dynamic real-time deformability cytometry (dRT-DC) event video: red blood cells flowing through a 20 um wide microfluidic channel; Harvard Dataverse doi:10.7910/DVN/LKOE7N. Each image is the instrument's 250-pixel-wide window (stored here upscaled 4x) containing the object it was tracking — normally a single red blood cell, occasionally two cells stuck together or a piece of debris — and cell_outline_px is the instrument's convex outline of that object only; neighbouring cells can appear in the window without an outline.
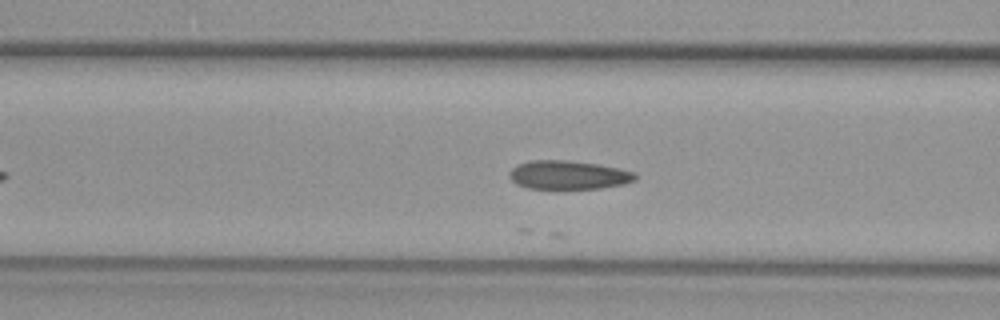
{"species": "common noctule bat (a hibernating species)", "species_latin": "Nyctalus noctula", "temperature_condition": "warm", "stored_images_in_passage": 23, "camera_frame_rate_fps": 3000, "um_per_image_px": 0.085, "animal": {"sex": "female", "body_mass_g": 29.2, "forearm_length_mm": 56.3}, "frame": {"image": 1, "passage_image": 13, "time_ms": 4.0, "image_size_px": [1000, 320], "cell_outline_px": [[636, 180], [624, 184], [600, 188], [528, 188], [516, 184], [508, 176], [508, 172], [516, 164], [528, 160], [572, 160], [600, 164], [620, 168], [636, 172]], "centroid_in_image_um": [48.31, 14.85], "position_along_channel_um": 118.3, "area_um2": 21.33}}
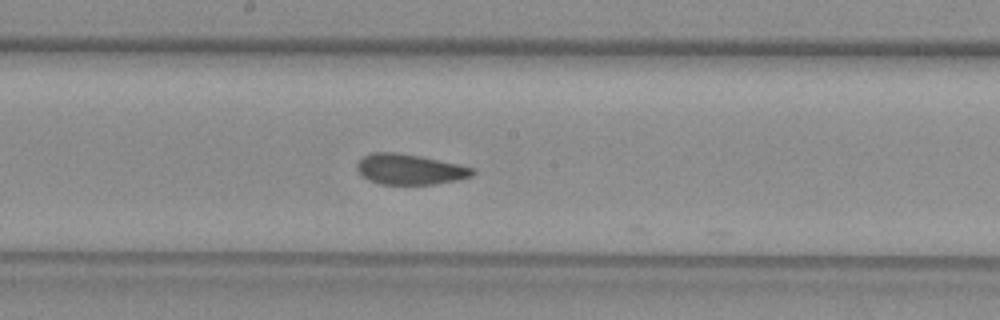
{"frame": {"image": 2, "passage_image": 20, "time_ms": 6.333, "image_size_px": [1000, 320], "cell_outline_px": [[476, 172], [472, 176], [460, 180], [436, 184], [380, 184], [368, 180], [360, 176], [356, 168], [356, 164], [364, 156], [372, 152], [396, 152], [420, 156], [460, 164], [476, 168]], "centroid_in_image_um": [34.85, 14.4], "position_along_channel_um": 213.3, "area_um2": 20.87}}